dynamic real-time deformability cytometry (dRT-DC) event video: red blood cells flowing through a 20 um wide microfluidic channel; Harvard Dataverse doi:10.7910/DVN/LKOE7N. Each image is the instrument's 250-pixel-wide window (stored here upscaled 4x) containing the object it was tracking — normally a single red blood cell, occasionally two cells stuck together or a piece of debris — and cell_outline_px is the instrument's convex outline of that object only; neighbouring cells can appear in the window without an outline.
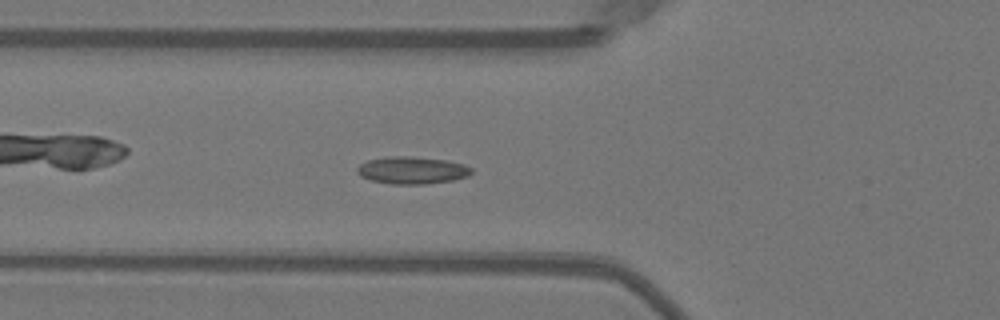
{"species": "Egyptian fruit bat (a non-hibernating species)", "species_latin": "Rousettus aegyptiacus", "temperature_condition": "warm", "stored_images_in_passage": 53, "camera_frame_rate_fps": 3000, "um_per_image_px": 0.085, "animal": {"sex": "female"}, "frame": {"image": 1, "passage_image": 19, "time_ms": 6.0, "image_size_px": [1000, 320], "cell_outline_px": [[472, 172], [468, 176], [452, 180], [424, 184], [392, 184], [372, 180], [360, 176], [356, 172], [356, 168], [360, 164], [368, 160], [388, 156], [412, 156], [448, 160], [464, 164], [472, 168]], "centroid_in_image_um": [35.02, 14.46], "position_along_channel_um": 90.8, "area_um2": 18.26}}
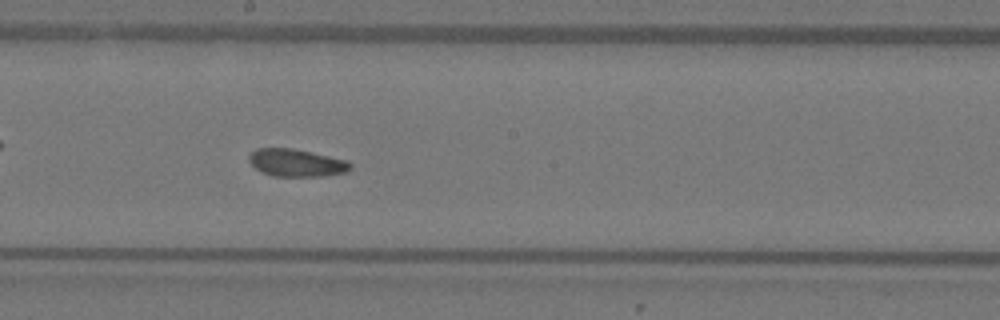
{"frame": {"image": 2, "passage_image": 29, "time_ms": 9.333, "image_size_px": [1000, 320], "cell_outline_px": [[352, 168], [348, 172], [320, 176], [272, 176], [256, 168], [248, 160], [248, 156], [256, 148], [292, 148], [348, 160], [352, 164]], "centroid_in_image_um": [25.22, 13.83], "position_along_channel_um": 223.0, "area_um2": 16.24}}
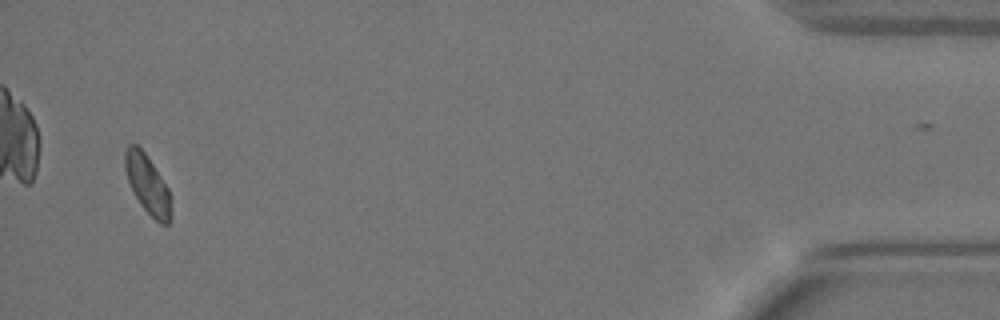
{"frame": {"image": 3, "passage_image": 50, "time_ms": 16.333, "image_size_px": [1000, 320], "cell_outline_px": [[172, 216], [168, 224], [160, 224], [140, 204], [132, 192], [128, 180], [124, 164], [124, 152], [128, 144], [136, 144], [144, 152], [168, 188]], "centroid_in_image_um": [12.52, 15.68], "position_along_channel_um": 422.7, "area_um2": 15.55}, "authors_computed_cell_mechanics": {"area_um2": 16.473, "velocity_mm_per_s": 3.9534, "shape_relaxation_time_tau1_ms": null, "shape_relaxation_time_tau2_ms": 2.1517, "deformation_change_tau1": null, "deformation_change_tau2": 0.0643}}